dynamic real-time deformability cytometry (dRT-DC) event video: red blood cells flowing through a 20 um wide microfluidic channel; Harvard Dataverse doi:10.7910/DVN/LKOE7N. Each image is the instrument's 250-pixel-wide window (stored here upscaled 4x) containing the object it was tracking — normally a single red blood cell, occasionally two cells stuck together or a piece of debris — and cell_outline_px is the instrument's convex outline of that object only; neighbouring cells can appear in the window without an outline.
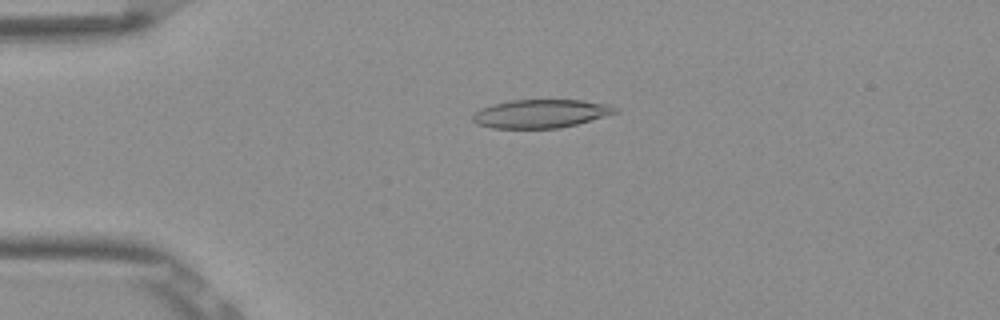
{"species": "Egyptian fruit bat (a non-hibernating species)", "species_latin": "Rousettus aegyptiacus", "temperature_condition": "room temperature", "stored_images_in_passage": 52, "camera_frame_rate_fps": 3000, "um_per_image_px": 0.085, "frame": {"image": 1, "passage_image": 12, "time_ms": 3.667, "image_size_px": [1000, 320], "cell_outline_px": [[620, 112], [576, 124], [560, 128], [492, 128], [476, 124], [472, 120], [472, 116], [476, 112], [492, 104], [512, 100], [580, 100], [608, 104], [616, 108]], "centroid_in_image_um": [45.97, 9.66], "position_along_channel_um": 39.0, "area_um2": 23.47}}
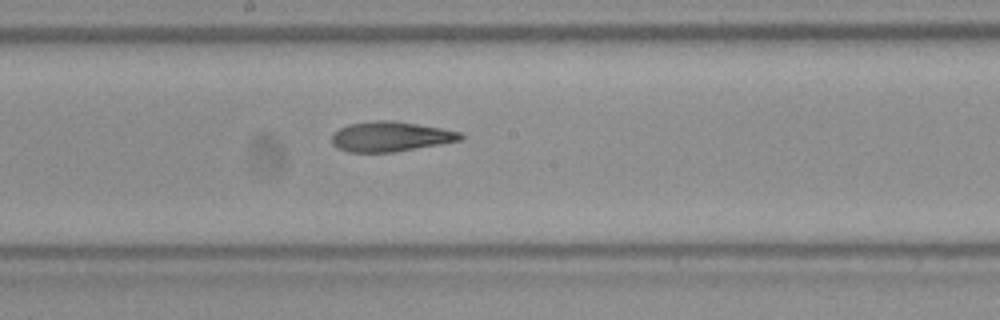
{"frame": {"image": 2, "passage_image": 28, "time_ms": 9.0, "image_size_px": [1000, 320], "cell_outline_px": [[464, 136], [460, 140], [440, 144], [392, 152], [348, 152], [336, 148], [332, 144], [332, 132], [348, 124], [376, 120], [392, 120], [440, 128], [460, 132]], "centroid_in_image_um": [33.13, 11.61], "position_along_channel_um": 215.1, "area_um2": 22.37}}
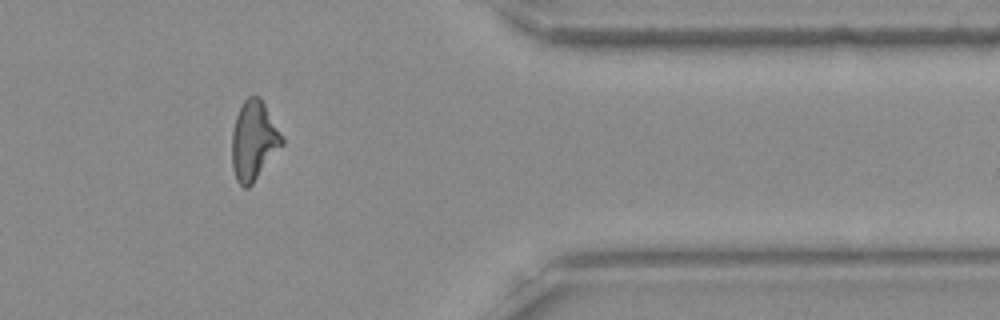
{"frame": {"image": 3, "passage_image": 43, "time_ms": 14.0, "image_size_px": [1000, 320], "cell_outline_px": [[284, 144], [252, 184], [248, 188], [244, 188], [236, 180], [232, 168], [232, 132], [236, 116], [244, 100], [248, 96], [260, 96], [284, 140]], "centroid_in_image_um": [21.56, 11.97], "position_along_channel_um": 389.8, "area_um2": 22.95}, "authors_computed_cell_mechanics": {"area_um2": 23.1778, "velocity_mm_per_s": 3.8879, "shape_relaxation_time_tau1_ms": null, "shape_relaxation_time_tau2_ms": 3.1798, "deformation_change_tau1": null, "deformation_change_tau2": 0.1236}}